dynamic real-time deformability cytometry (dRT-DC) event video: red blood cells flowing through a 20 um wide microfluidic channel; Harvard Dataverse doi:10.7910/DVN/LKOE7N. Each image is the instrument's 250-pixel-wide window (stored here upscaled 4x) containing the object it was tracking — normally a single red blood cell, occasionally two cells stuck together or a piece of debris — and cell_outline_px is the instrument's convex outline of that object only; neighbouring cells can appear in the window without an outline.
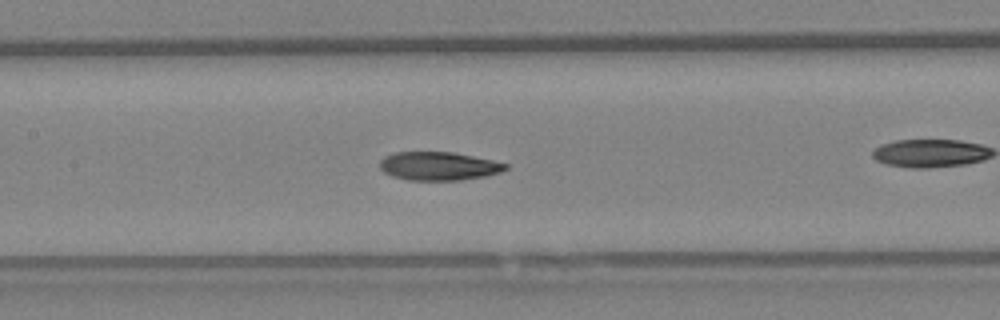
{"species": "Egyptian fruit bat (a non-hibernating species)", "species_latin": "Rousettus aegyptiacus", "temperature_condition": "warm", "stored_images_in_passage": 29, "camera_frame_rate_fps": 3000, "um_per_image_px": 0.085, "animal": {"sex": "female"}, "frame": {"image": 1, "passage_image": 13, "time_ms": 4.0, "image_size_px": [1000, 320], "cell_outline_px": [[508, 168], [500, 172], [484, 176], [460, 180], [408, 180], [392, 176], [384, 172], [380, 168], [380, 160], [384, 156], [396, 152], [452, 152], [492, 160], [508, 164]], "centroid_in_image_um": [37.26, 14.11], "position_along_channel_um": 170.1, "area_um2": 20.75}}